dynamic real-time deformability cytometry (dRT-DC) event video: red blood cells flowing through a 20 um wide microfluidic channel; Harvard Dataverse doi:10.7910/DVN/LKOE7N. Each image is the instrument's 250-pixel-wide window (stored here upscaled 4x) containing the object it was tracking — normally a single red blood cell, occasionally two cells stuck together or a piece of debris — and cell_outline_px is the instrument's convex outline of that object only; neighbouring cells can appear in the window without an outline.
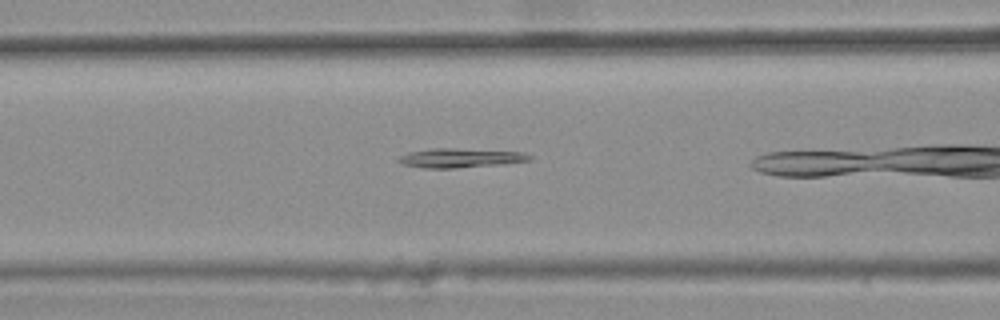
{"species": "common noctule bat (a hibernating species)", "species_latin": "Nyctalus noctula", "temperature_condition": "warm", "stored_images_in_passage": 17, "camera_frame_rate_fps": 3000, "um_per_image_px": 0.085, "animal": {"sex": "female", "body_mass_g": 25.1}, "frame": {"image": 1, "passage_image": 6, "time_ms": 1.667, "image_size_px": [1000, 320], "cell_outline_px": [[532, 160], [504, 164], [456, 168], [424, 168], [404, 164], [396, 160], [400, 156], [408, 152], [428, 148], [452, 148], [524, 152], [532, 156]], "centroid_in_image_um": [39.14, 13.42], "position_along_channel_um": 127.5, "area_um2": 14.8}}
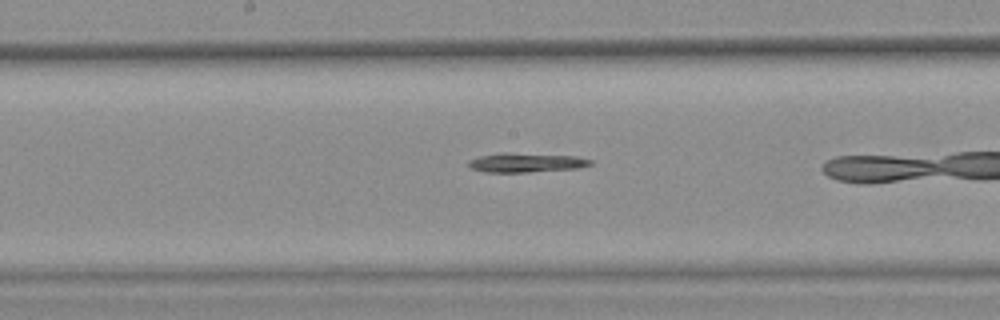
{"frame": {"image": 2, "passage_image": 12, "time_ms": 3.667, "image_size_px": [1000, 320], "cell_outline_px": [[592, 164], [580, 168], [528, 172], [484, 172], [468, 168], [468, 160], [480, 156], [500, 152], [576, 156], [592, 160]], "centroid_in_image_um": [44.68, 13.82], "position_along_channel_um": 203.5, "area_um2": 13.81}}
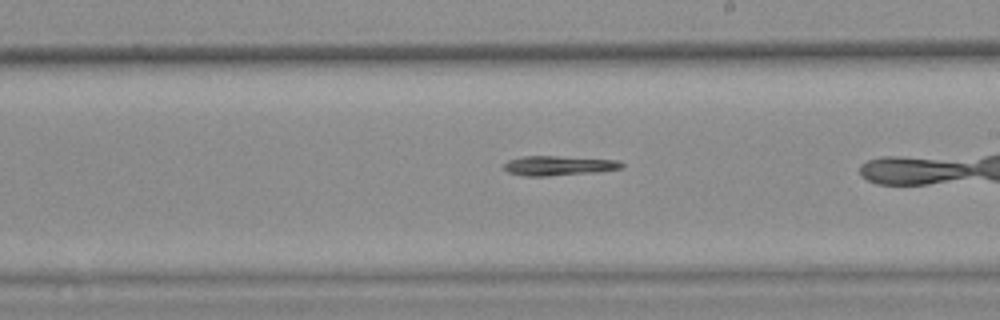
{"frame": {"image": 3, "passage_image": 15, "time_ms": 4.667, "image_size_px": [1000, 320], "cell_outline_px": [[624, 168], [596, 172], [548, 176], [524, 176], [508, 172], [504, 168], [504, 164], [508, 160], [524, 156], [556, 156], [616, 160], [624, 164]], "centroid_in_image_um": [47.48, 14.08], "position_along_channel_um": 241.5, "area_um2": 13.41}}